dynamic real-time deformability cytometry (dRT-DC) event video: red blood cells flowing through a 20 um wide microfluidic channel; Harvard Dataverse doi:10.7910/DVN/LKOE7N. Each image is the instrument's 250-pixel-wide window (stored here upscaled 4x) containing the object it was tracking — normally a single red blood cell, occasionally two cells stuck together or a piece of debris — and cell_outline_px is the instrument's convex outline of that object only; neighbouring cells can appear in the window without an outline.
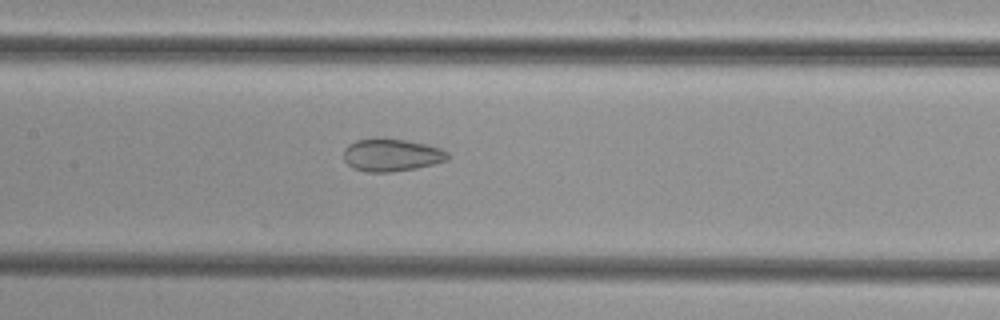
{"species": "common noctule bat (a hibernating species)", "species_latin": "Nyctalus noctula", "temperature_condition": "cold", "stored_images_in_passage": 37, "camera_frame_rate_fps": 3000, "um_per_image_px": 0.085, "animal": {"sex": "female", "body_mass_g": 29.2, "forearm_length_mm": 56.3}, "frame": {"image": 1, "passage_image": 12, "time_ms": 3.667, "image_size_px": [1000, 320], "cell_outline_px": [[448, 160], [416, 168], [392, 172], [364, 172], [352, 168], [344, 160], [344, 148], [348, 144], [356, 140], [376, 136], [384, 136], [428, 144], [440, 148], [448, 152]], "centroid_in_image_um": [33.24, 13.14], "position_along_channel_um": 174.2, "area_um2": 20.35}}
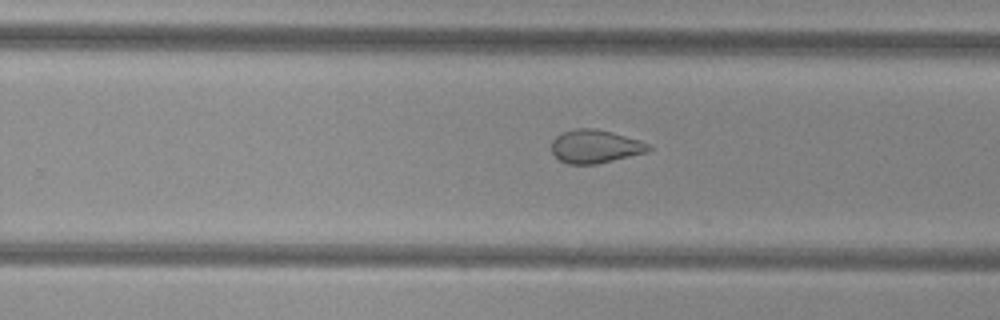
{"frame": {"image": 2, "passage_image": 20, "time_ms": 6.333, "image_size_px": [1000, 320], "cell_outline_px": [[652, 148], [648, 152], [596, 164], [568, 164], [560, 160], [552, 152], [552, 140], [560, 132], [576, 128], [596, 128], [612, 132], [640, 140], [648, 144]], "centroid_in_image_um": [50.58, 12.43], "position_along_channel_um": 279.2, "area_um2": 18.9}}
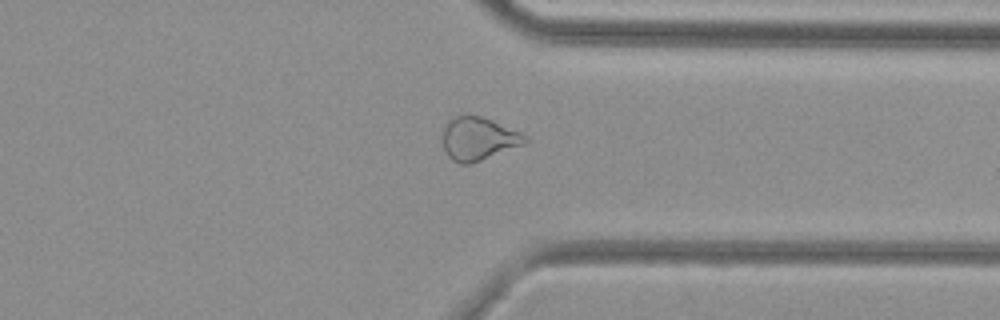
{"frame": {"image": 3, "passage_image": 27, "time_ms": 8.667, "image_size_px": [1000, 320], "cell_outline_px": [[528, 140], [524, 144], [480, 160], [468, 164], [460, 164], [452, 160], [448, 156], [444, 148], [444, 124], [448, 120], [456, 116], [480, 116], [492, 120], [520, 132], [528, 136]], "centroid_in_image_um": [40.66, 11.79], "position_along_channel_um": 370.7, "area_um2": 20.35}}